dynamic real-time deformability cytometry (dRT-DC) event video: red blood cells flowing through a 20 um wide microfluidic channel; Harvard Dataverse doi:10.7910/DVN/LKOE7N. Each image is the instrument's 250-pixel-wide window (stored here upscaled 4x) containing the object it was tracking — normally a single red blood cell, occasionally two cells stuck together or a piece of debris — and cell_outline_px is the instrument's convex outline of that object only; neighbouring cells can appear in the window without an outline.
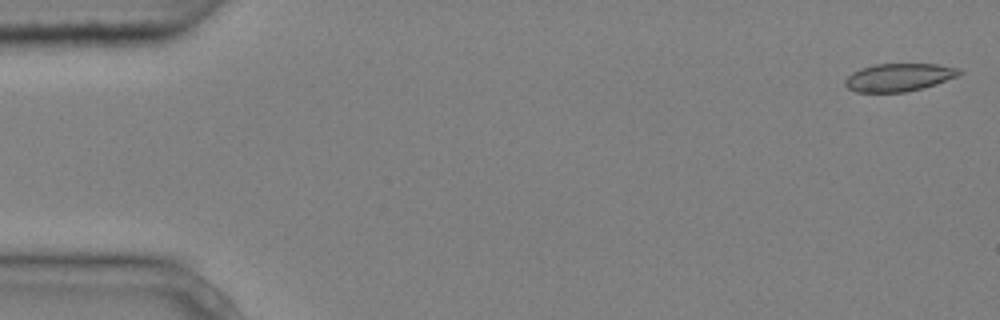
{"species": "common noctule bat (a hibernating species)", "species_latin": "Nyctalus noctula", "temperature_condition": "cold", "stored_images_in_passage": 5, "camera_frame_rate_fps": 3000, "um_per_image_px": 0.085, "animal": {"sex": "male", "body_mass_g": 20.4}, "frame": {"image": 1, "passage_image": 1, "time_ms": 0.0, "image_size_px": [1000, 320], "cell_outline_px": [[964, 72], [956, 76], [936, 84], [904, 92], [856, 92], [848, 88], [844, 84], [844, 80], [852, 72], [860, 68], [876, 64], [936, 64], [960, 68]], "centroid_in_image_um": [76.39, 6.57], "position_along_channel_um": 8.6, "area_um2": 18.5}}
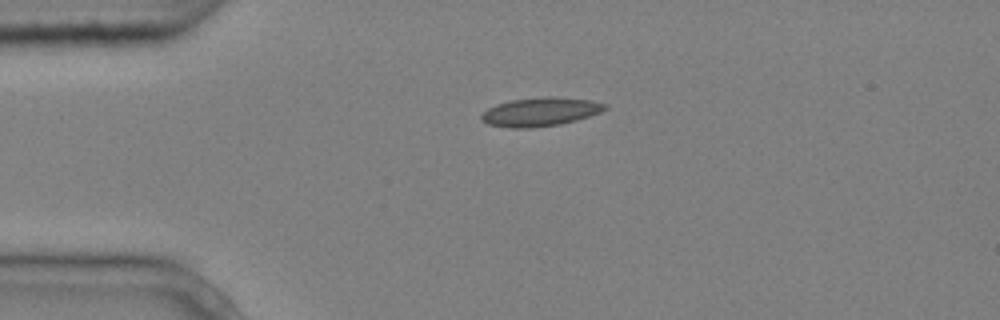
{"frame": {"image": 2, "passage_image": 4, "time_ms": 1.0, "image_size_px": [1000, 320], "cell_outline_px": [[608, 108], [600, 112], [576, 120], [560, 124], [532, 128], [512, 128], [488, 124], [480, 120], [480, 116], [488, 108], [496, 104], [512, 100], [548, 96], [556, 96], [592, 100], [608, 104]], "centroid_in_image_um": [45.94, 9.5], "position_along_channel_um": 39.1, "area_um2": 20.75}}